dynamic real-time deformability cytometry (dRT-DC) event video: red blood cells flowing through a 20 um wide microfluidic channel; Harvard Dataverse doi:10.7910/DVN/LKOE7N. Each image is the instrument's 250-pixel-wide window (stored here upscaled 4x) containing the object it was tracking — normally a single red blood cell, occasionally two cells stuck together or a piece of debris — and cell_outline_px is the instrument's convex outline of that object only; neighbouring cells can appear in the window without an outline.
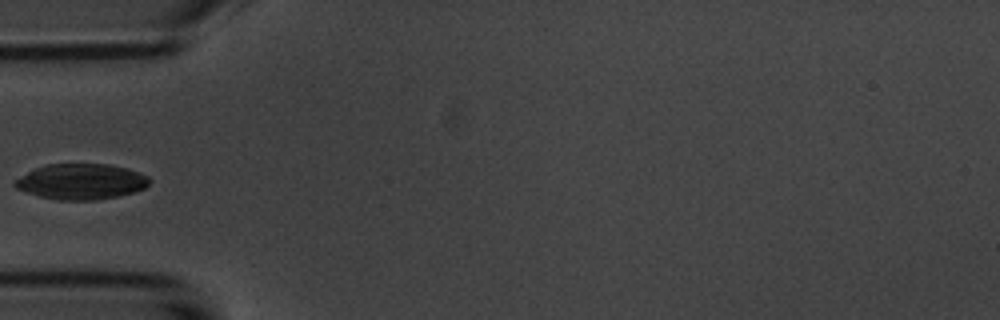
{"species": "common noctule bat (a hibernating species)", "species_latin": "Nyctalus noctula", "temperature_condition": "room temperature", "stored_images_in_passage": 4, "camera_frame_rate_fps": 3000, "um_per_image_px": 0.085, "animal": {"sex": "male", "body_mass_g": 20.1, "forearm_length_mm": 53.5}, "frame": {"image": 1, "passage_image": 4, "time_ms": 4.333, "image_size_px": [1000, 320], "cell_outline_px": [[152, 180], [144, 188], [132, 192], [116, 196], [96, 200], [56, 200], [40, 196], [16, 188], [12, 184], [16, 180], [28, 172], [36, 168], [48, 164], [108, 164], [128, 168], [140, 172], [148, 176]], "centroid_in_image_um": [6.93, 15.43], "position_along_channel_um": 78.1, "area_um2": 27.74}}